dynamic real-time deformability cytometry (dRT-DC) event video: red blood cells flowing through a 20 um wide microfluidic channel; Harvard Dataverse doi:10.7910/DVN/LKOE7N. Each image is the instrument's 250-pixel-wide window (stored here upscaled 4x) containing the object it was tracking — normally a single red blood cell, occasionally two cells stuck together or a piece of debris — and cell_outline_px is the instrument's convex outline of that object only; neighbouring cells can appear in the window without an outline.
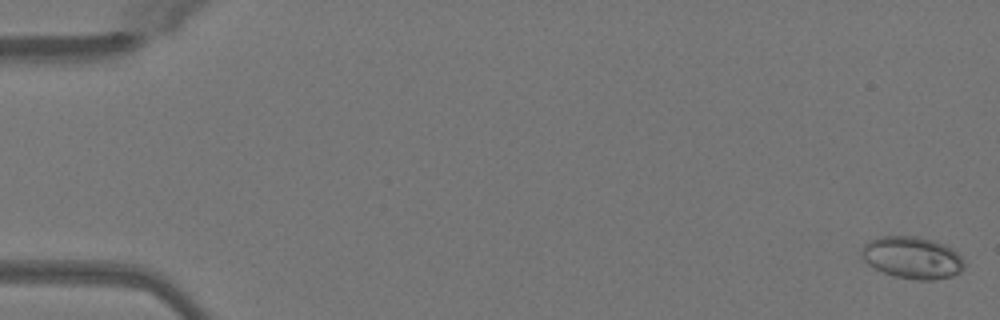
{"species": "Egyptian fruit bat (a non-hibernating species)", "species_latin": "Rousettus aegyptiacus", "temperature_condition": "warm", "stored_images_in_passage": 16, "camera_frame_rate_fps": 3000, "um_per_image_px": 0.085, "animal": {"sex": "female"}, "frame": {"image": 1, "passage_image": 1, "time_ms": 0.0, "image_size_px": [1000, 320], "cell_outline_px": [[964, 268], [960, 272], [952, 276], [932, 280], [916, 280], [892, 276], [868, 264], [860, 256], [860, 252], [864, 244], [868, 240], [880, 236], [916, 236], [932, 240], [944, 244], [952, 248], [964, 260]], "centroid_in_image_um": [77.52, 21.9], "position_along_channel_um": 7.5, "area_um2": 25.32}}
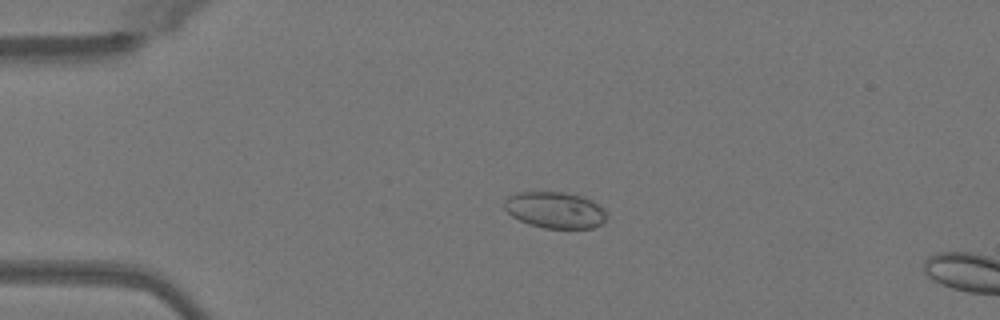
{"frame": {"image": 2, "passage_image": 12, "time_ms": 3.667, "image_size_px": [1000, 320], "cell_outline_px": [[604, 220], [600, 224], [592, 228], [544, 228], [528, 224], [512, 216], [504, 208], [504, 200], [508, 196], [516, 192], [564, 192], [584, 196], [592, 200], [604, 208]], "centroid_in_image_um": [47.15, 17.84], "position_along_channel_um": 37.9, "area_um2": 21.68}}